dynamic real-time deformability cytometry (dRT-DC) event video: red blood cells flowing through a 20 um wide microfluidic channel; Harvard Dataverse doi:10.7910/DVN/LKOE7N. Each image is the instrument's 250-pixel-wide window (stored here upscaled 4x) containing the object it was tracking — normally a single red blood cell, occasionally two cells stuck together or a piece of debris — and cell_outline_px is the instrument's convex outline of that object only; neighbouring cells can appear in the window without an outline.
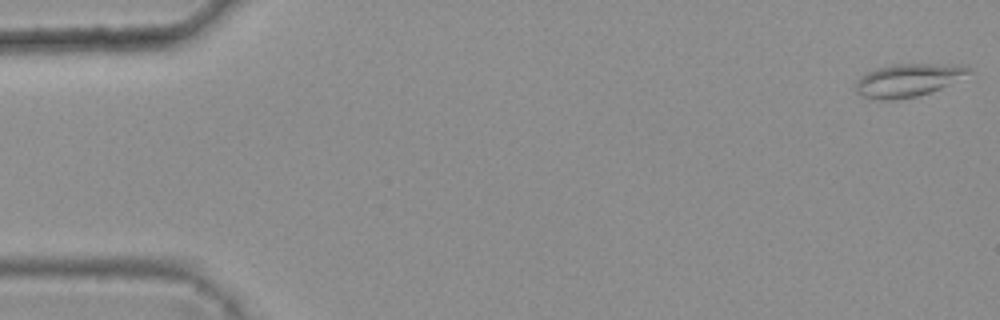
{"species": "common noctule bat (a hibernating species)", "species_latin": "Nyctalus noctula", "temperature_condition": "warm", "stored_images_in_passage": 13, "camera_frame_rate_fps": 3000, "um_per_image_px": 0.085, "animal": {"sex": "female", "body_mass_g": 25.1}, "frame": {"image": 1, "passage_image": 1, "time_ms": 0.0, "image_size_px": [1000, 320], "cell_outline_px": [[972, 68], [968, 72], [948, 84], [940, 88], [916, 96], [888, 100], [880, 100], [864, 96], [856, 92], [856, 80], [860, 76], [868, 72], [892, 64], [968, 64]], "centroid_in_image_um": [77.17, 6.79], "position_along_channel_um": 7.8, "area_um2": 21.21}}